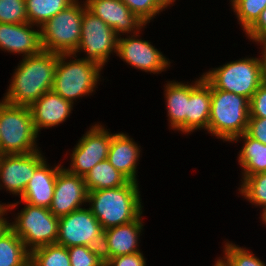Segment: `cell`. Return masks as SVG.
Wrapping results in <instances>:
<instances>
[{
	"label": "cell",
	"instance_id": "obj_1",
	"mask_svg": "<svg viewBox=\"0 0 266 266\" xmlns=\"http://www.w3.org/2000/svg\"><path fill=\"white\" fill-rule=\"evenodd\" d=\"M58 55L42 50L22 58L14 69L3 100L11 105L30 107L45 92L52 90Z\"/></svg>",
	"mask_w": 266,
	"mask_h": 266
},
{
	"label": "cell",
	"instance_id": "obj_2",
	"mask_svg": "<svg viewBox=\"0 0 266 266\" xmlns=\"http://www.w3.org/2000/svg\"><path fill=\"white\" fill-rule=\"evenodd\" d=\"M139 183L88 192L87 203L103 230L129 223L143 214Z\"/></svg>",
	"mask_w": 266,
	"mask_h": 266
},
{
	"label": "cell",
	"instance_id": "obj_3",
	"mask_svg": "<svg viewBox=\"0 0 266 266\" xmlns=\"http://www.w3.org/2000/svg\"><path fill=\"white\" fill-rule=\"evenodd\" d=\"M261 56L246 57L227 62L203 73V79L211 89L233 92L249 101L264 82L265 60Z\"/></svg>",
	"mask_w": 266,
	"mask_h": 266
},
{
	"label": "cell",
	"instance_id": "obj_4",
	"mask_svg": "<svg viewBox=\"0 0 266 266\" xmlns=\"http://www.w3.org/2000/svg\"><path fill=\"white\" fill-rule=\"evenodd\" d=\"M102 70L97 63L78 58L74 53L59 54L52 90L74 105L77 99L96 91Z\"/></svg>",
	"mask_w": 266,
	"mask_h": 266
},
{
	"label": "cell",
	"instance_id": "obj_5",
	"mask_svg": "<svg viewBox=\"0 0 266 266\" xmlns=\"http://www.w3.org/2000/svg\"><path fill=\"white\" fill-rule=\"evenodd\" d=\"M249 100L233 92L211 89V111L208 133L226 142L246 132L249 122Z\"/></svg>",
	"mask_w": 266,
	"mask_h": 266
},
{
	"label": "cell",
	"instance_id": "obj_6",
	"mask_svg": "<svg viewBox=\"0 0 266 266\" xmlns=\"http://www.w3.org/2000/svg\"><path fill=\"white\" fill-rule=\"evenodd\" d=\"M29 107L4 103L0 107V155L40 150Z\"/></svg>",
	"mask_w": 266,
	"mask_h": 266
},
{
	"label": "cell",
	"instance_id": "obj_7",
	"mask_svg": "<svg viewBox=\"0 0 266 266\" xmlns=\"http://www.w3.org/2000/svg\"><path fill=\"white\" fill-rule=\"evenodd\" d=\"M83 3V4H82ZM83 0H75L40 27L42 49L58 54L75 53L81 40Z\"/></svg>",
	"mask_w": 266,
	"mask_h": 266
},
{
	"label": "cell",
	"instance_id": "obj_8",
	"mask_svg": "<svg viewBox=\"0 0 266 266\" xmlns=\"http://www.w3.org/2000/svg\"><path fill=\"white\" fill-rule=\"evenodd\" d=\"M24 204L10 223L26 249L31 253L36 248L56 244L59 217L54 216L49 208Z\"/></svg>",
	"mask_w": 266,
	"mask_h": 266
},
{
	"label": "cell",
	"instance_id": "obj_9",
	"mask_svg": "<svg viewBox=\"0 0 266 266\" xmlns=\"http://www.w3.org/2000/svg\"><path fill=\"white\" fill-rule=\"evenodd\" d=\"M118 37L111 27L86 8L82 16L81 40L74 54L85 52V57L81 58L104 68L110 55L117 54Z\"/></svg>",
	"mask_w": 266,
	"mask_h": 266
},
{
	"label": "cell",
	"instance_id": "obj_10",
	"mask_svg": "<svg viewBox=\"0 0 266 266\" xmlns=\"http://www.w3.org/2000/svg\"><path fill=\"white\" fill-rule=\"evenodd\" d=\"M105 125L96 123L89 127L78 140L70 155V166L66 169L72 174L84 177L96 164L107 159L111 138Z\"/></svg>",
	"mask_w": 266,
	"mask_h": 266
},
{
	"label": "cell",
	"instance_id": "obj_11",
	"mask_svg": "<svg viewBox=\"0 0 266 266\" xmlns=\"http://www.w3.org/2000/svg\"><path fill=\"white\" fill-rule=\"evenodd\" d=\"M141 32L118 37L117 55L135 69L160 74L170 67V60L155 48L151 42L140 38ZM140 38V39H139Z\"/></svg>",
	"mask_w": 266,
	"mask_h": 266
},
{
	"label": "cell",
	"instance_id": "obj_12",
	"mask_svg": "<svg viewBox=\"0 0 266 266\" xmlns=\"http://www.w3.org/2000/svg\"><path fill=\"white\" fill-rule=\"evenodd\" d=\"M41 152L0 155V190L20 198L35 170L47 160Z\"/></svg>",
	"mask_w": 266,
	"mask_h": 266
},
{
	"label": "cell",
	"instance_id": "obj_13",
	"mask_svg": "<svg viewBox=\"0 0 266 266\" xmlns=\"http://www.w3.org/2000/svg\"><path fill=\"white\" fill-rule=\"evenodd\" d=\"M88 190L82 176L72 174L63 166L56 176L54 196L49 207L56 217L70 214L86 206Z\"/></svg>",
	"mask_w": 266,
	"mask_h": 266
},
{
	"label": "cell",
	"instance_id": "obj_14",
	"mask_svg": "<svg viewBox=\"0 0 266 266\" xmlns=\"http://www.w3.org/2000/svg\"><path fill=\"white\" fill-rule=\"evenodd\" d=\"M103 228L89 208H81L70 214L59 217L58 236L56 244L67 248L72 246H87Z\"/></svg>",
	"mask_w": 266,
	"mask_h": 266
},
{
	"label": "cell",
	"instance_id": "obj_15",
	"mask_svg": "<svg viewBox=\"0 0 266 266\" xmlns=\"http://www.w3.org/2000/svg\"><path fill=\"white\" fill-rule=\"evenodd\" d=\"M87 9L101 18L118 36L142 32L146 24L122 0H85Z\"/></svg>",
	"mask_w": 266,
	"mask_h": 266
},
{
	"label": "cell",
	"instance_id": "obj_16",
	"mask_svg": "<svg viewBox=\"0 0 266 266\" xmlns=\"http://www.w3.org/2000/svg\"><path fill=\"white\" fill-rule=\"evenodd\" d=\"M61 164L50 166L45 160L34 172L32 178L24 190L20 201L6 204L9 211L16 209L18 204L27 203L32 206L49 208L54 196L55 182Z\"/></svg>",
	"mask_w": 266,
	"mask_h": 266
},
{
	"label": "cell",
	"instance_id": "obj_17",
	"mask_svg": "<svg viewBox=\"0 0 266 266\" xmlns=\"http://www.w3.org/2000/svg\"><path fill=\"white\" fill-rule=\"evenodd\" d=\"M31 23H0V49L28 57L40 53L42 49L40 27Z\"/></svg>",
	"mask_w": 266,
	"mask_h": 266
},
{
	"label": "cell",
	"instance_id": "obj_18",
	"mask_svg": "<svg viewBox=\"0 0 266 266\" xmlns=\"http://www.w3.org/2000/svg\"><path fill=\"white\" fill-rule=\"evenodd\" d=\"M73 106L53 90L45 92L29 107L37 133L65 122L72 113Z\"/></svg>",
	"mask_w": 266,
	"mask_h": 266
},
{
	"label": "cell",
	"instance_id": "obj_19",
	"mask_svg": "<svg viewBox=\"0 0 266 266\" xmlns=\"http://www.w3.org/2000/svg\"><path fill=\"white\" fill-rule=\"evenodd\" d=\"M211 111V86L203 79V75L196 81L189 83V99L186 113V134L205 129L208 133V124Z\"/></svg>",
	"mask_w": 266,
	"mask_h": 266
},
{
	"label": "cell",
	"instance_id": "obj_20",
	"mask_svg": "<svg viewBox=\"0 0 266 266\" xmlns=\"http://www.w3.org/2000/svg\"><path fill=\"white\" fill-rule=\"evenodd\" d=\"M128 133L118 132L111 138L107 160L130 181L138 182L137 165L141 147Z\"/></svg>",
	"mask_w": 266,
	"mask_h": 266
},
{
	"label": "cell",
	"instance_id": "obj_21",
	"mask_svg": "<svg viewBox=\"0 0 266 266\" xmlns=\"http://www.w3.org/2000/svg\"><path fill=\"white\" fill-rule=\"evenodd\" d=\"M189 82L168 81L164 85L169 128L186 134Z\"/></svg>",
	"mask_w": 266,
	"mask_h": 266
},
{
	"label": "cell",
	"instance_id": "obj_22",
	"mask_svg": "<svg viewBox=\"0 0 266 266\" xmlns=\"http://www.w3.org/2000/svg\"><path fill=\"white\" fill-rule=\"evenodd\" d=\"M143 217L106 229V235L111 250V258L141 252L139 250L140 236L143 231Z\"/></svg>",
	"mask_w": 266,
	"mask_h": 266
},
{
	"label": "cell",
	"instance_id": "obj_23",
	"mask_svg": "<svg viewBox=\"0 0 266 266\" xmlns=\"http://www.w3.org/2000/svg\"><path fill=\"white\" fill-rule=\"evenodd\" d=\"M239 139L244 142L237 157L238 164L242 168L241 179L266 172V145L246 133L235 137L231 142L237 143Z\"/></svg>",
	"mask_w": 266,
	"mask_h": 266
},
{
	"label": "cell",
	"instance_id": "obj_24",
	"mask_svg": "<svg viewBox=\"0 0 266 266\" xmlns=\"http://www.w3.org/2000/svg\"><path fill=\"white\" fill-rule=\"evenodd\" d=\"M85 185L89 191L117 188L126 185L130 180L114 168L106 159L96 164L85 176Z\"/></svg>",
	"mask_w": 266,
	"mask_h": 266
},
{
	"label": "cell",
	"instance_id": "obj_25",
	"mask_svg": "<svg viewBox=\"0 0 266 266\" xmlns=\"http://www.w3.org/2000/svg\"><path fill=\"white\" fill-rule=\"evenodd\" d=\"M30 252L10 229L0 238V266H29Z\"/></svg>",
	"mask_w": 266,
	"mask_h": 266
},
{
	"label": "cell",
	"instance_id": "obj_26",
	"mask_svg": "<svg viewBox=\"0 0 266 266\" xmlns=\"http://www.w3.org/2000/svg\"><path fill=\"white\" fill-rule=\"evenodd\" d=\"M29 23L41 27L75 0H25Z\"/></svg>",
	"mask_w": 266,
	"mask_h": 266
},
{
	"label": "cell",
	"instance_id": "obj_27",
	"mask_svg": "<svg viewBox=\"0 0 266 266\" xmlns=\"http://www.w3.org/2000/svg\"><path fill=\"white\" fill-rule=\"evenodd\" d=\"M29 266H71L68 249L58 244L36 248L30 253Z\"/></svg>",
	"mask_w": 266,
	"mask_h": 266
},
{
	"label": "cell",
	"instance_id": "obj_28",
	"mask_svg": "<svg viewBox=\"0 0 266 266\" xmlns=\"http://www.w3.org/2000/svg\"><path fill=\"white\" fill-rule=\"evenodd\" d=\"M238 188L240 195L255 207L266 210V172L257 173L244 177Z\"/></svg>",
	"mask_w": 266,
	"mask_h": 266
},
{
	"label": "cell",
	"instance_id": "obj_29",
	"mask_svg": "<svg viewBox=\"0 0 266 266\" xmlns=\"http://www.w3.org/2000/svg\"><path fill=\"white\" fill-rule=\"evenodd\" d=\"M226 241L223 242V257H217V260L223 266H266V263L255 256L248 248L239 247L233 242Z\"/></svg>",
	"mask_w": 266,
	"mask_h": 266
},
{
	"label": "cell",
	"instance_id": "obj_30",
	"mask_svg": "<svg viewBox=\"0 0 266 266\" xmlns=\"http://www.w3.org/2000/svg\"><path fill=\"white\" fill-rule=\"evenodd\" d=\"M244 33L257 21L266 8V0H229Z\"/></svg>",
	"mask_w": 266,
	"mask_h": 266
},
{
	"label": "cell",
	"instance_id": "obj_31",
	"mask_svg": "<svg viewBox=\"0 0 266 266\" xmlns=\"http://www.w3.org/2000/svg\"><path fill=\"white\" fill-rule=\"evenodd\" d=\"M146 25L172 4L168 0H122Z\"/></svg>",
	"mask_w": 266,
	"mask_h": 266
},
{
	"label": "cell",
	"instance_id": "obj_32",
	"mask_svg": "<svg viewBox=\"0 0 266 266\" xmlns=\"http://www.w3.org/2000/svg\"><path fill=\"white\" fill-rule=\"evenodd\" d=\"M25 0H0V23H28Z\"/></svg>",
	"mask_w": 266,
	"mask_h": 266
},
{
	"label": "cell",
	"instance_id": "obj_33",
	"mask_svg": "<svg viewBox=\"0 0 266 266\" xmlns=\"http://www.w3.org/2000/svg\"><path fill=\"white\" fill-rule=\"evenodd\" d=\"M71 266H102V261L87 246L67 248Z\"/></svg>",
	"mask_w": 266,
	"mask_h": 266
},
{
	"label": "cell",
	"instance_id": "obj_34",
	"mask_svg": "<svg viewBox=\"0 0 266 266\" xmlns=\"http://www.w3.org/2000/svg\"><path fill=\"white\" fill-rule=\"evenodd\" d=\"M87 248L94 253L103 264H106L111 259V250L105 230L89 241Z\"/></svg>",
	"mask_w": 266,
	"mask_h": 266
},
{
	"label": "cell",
	"instance_id": "obj_35",
	"mask_svg": "<svg viewBox=\"0 0 266 266\" xmlns=\"http://www.w3.org/2000/svg\"><path fill=\"white\" fill-rule=\"evenodd\" d=\"M250 116L256 118H266V83L257 89L249 101Z\"/></svg>",
	"mask_w": 266,
	"mask_h": 266
},
{
	"label": "cell",
	"instance_id": "obj_36",
	"mask_svg": "<svg viewBox=\"0 0 266 266\" xmlns=\"http://www.w3.org/2000/svg\"><path fill=\"white\" fill-rule=\"evenodd\" d=\"M245 34L250 41L255 42L258 46L266 41V8Z\"/></svg>",
	"mask_w": 266,
	"mask_h": 266
},
{
	"label": "cell",
	"instance_id": "obj_37",
	"mask_svg": "<svg viewBox=\"0 0 266 266\" xmlns=\"http://www.w3.org/2000/svg\"><path fill=\"white\" fill-rule=\"evenodd\" d=\"M107 266H146V258L142 252L112 257Z\"/></svg>",
	"mask_w": 266,
	"mask_h": 266
},
{
	"label": "cell",
	"instance_id": "obj_38",
	"mask_svg": "<svg viewBox=\"0 0 266 266\" xmlns=\"http://www.w3.org/2000/svg\"><path fill=\"white\" fill-rule=\"evenodd\" d=\"M245 133L266 145V118L249 117Z\"/></svg>",
	"mask_w": 266,
	"mask_h": 266
},
{
	"label": "cell",
	"instance_id": "obj_39",
	"mask_svg": "<svg viewBox=\"0 0 266 266\" xmlns=\"http://www.w3.org/2000/svg\"><path fill=\"white\" fill-rule=\"evenodd\" d=\"M10 212L6 206L0 209V238L11 229V223L5 218V215Z\"/></svg>",
	"mask_w": 266,
	"mask_h": 266
},
{
	"label": "cell",
	"instance_id": "obj_40",
	"mask_svg": "<svg viewBox=\"0 0 266 266\" xmlns=\"http://www.w3.org/2000/svg\"><path fill=\"white\" fill-rule=\"evenodd\" d=\"M260 49H262V52H263V56H264V60H265V70H266V41L263 42L261 45H260Z\"/></svg>",
	"mask_w": 266,
	"mask_h": 266
},
{
	"label": "cell",
	"instance_id": "obj_41",
	"mask_svg": "<svg viewBox=\"0 0 266 266\" xmlns=\"http://www.w3.org/2000/svg\"><path fill=\"white\" fill-rule=\"evenodd\" d=\"M261 221L263 224L266 225V210L262 212L261 214Z\"/></svg>",
	"mask_w": 266,
	"mask_h": 266
},
{
	"label": "cell",
	"instance_id": "obj_42",
	"mask_svg": "<svg viewBox=\"0 0 266 266\" xmlns=\"http://www.w3.org/2000/svg\"><path fill=\"white\" fill-rule=\"evenodd\" d=\"M213 266H223V265L218 260H216Z\"/></svg>",
	"mask_w": 266,
	"mask_h": 266
},
{
	"label": "cell",
	"instance_id": "obj_43",
	"mask_svg": "<svg viewBox=\"0 0 266 266\" xmlns=\"http://www.w3.org/2000/svg\"><path fill=\"white\" fill-rule=\"evenodd\" d=\"M4 103H5V101L2 99V100L0 101V107H1Z\"/></svg>",
	"mask_w": 266,
	"mask_h": 266
},
{
	"label": "cell",
	"instance_id": "obj_44",
	"mask_svg": "<svg viewBox=\"0 0 266 266\" xmlns=\"http://www.w3.org/2000/svg\"><path fill=\"white\" fill-rule=\"evenodd\" d=\"M264 82L266 83V70L264 72Z\"/></svg>",
	"mask_w": 266,
	"mask_h": 266
},
{
	"label": "cell",
	"instance_id": "obj_45",
	"mask_svg": "<svg viewBox=\"0 0 266 266\" xmlns=\"http://www.w3.org/2000/svg\"><path fill=\"white\" fill-rule=\"evenodd\" d=\"M171 4H174V2H176V0H168Z\"/></svg>",
	"mask_w": 266,
	"mask_h": 266
},
{
	"label": "cell",
	"instance_id": "obj_46",
	"mask_svg": "<svg viewBox=\"0 0 266 266\" xmlns=\"http://www.w3.org/2000/svg\"><path fill=\"white\" fill-rule=\"evenodd\" d=\"M3 206H5V204L0 202V209H1Z\"/></svg>",
	"mask_w": 266,
	"mask_h": 266
}]
</instances>
